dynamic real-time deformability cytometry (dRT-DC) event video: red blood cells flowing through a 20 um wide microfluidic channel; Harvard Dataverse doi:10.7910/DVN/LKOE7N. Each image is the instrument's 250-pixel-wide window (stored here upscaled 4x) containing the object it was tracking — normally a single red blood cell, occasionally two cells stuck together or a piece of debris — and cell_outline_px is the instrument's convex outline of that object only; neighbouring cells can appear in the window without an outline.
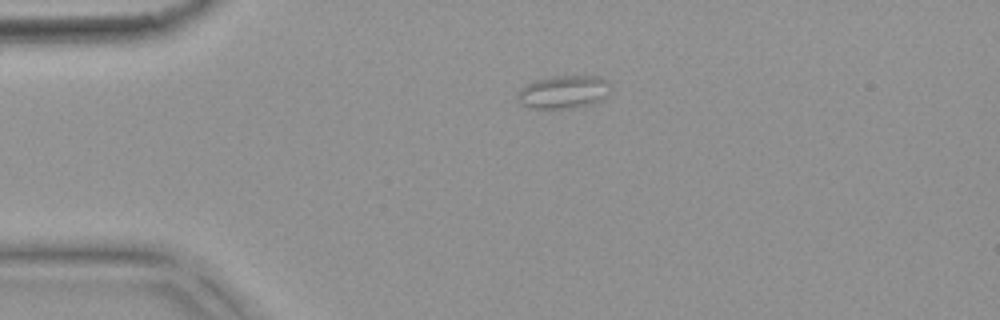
{"species": "common noctule bat (a hibernating species)", "species_latin": "Nyctalus noctula", "temperature_condition": "warm", "stored_images_in_passage": 4, "camera_frame_rate_fps": 3000, "um_per_image_px": 0.085, "animal": {"sex": "female", "body_mass_g": 18.4}, "frame": {"image": 1, "passage_image": 3, "time_ms": 0.667, "image_size_px": [1000, 320], "cell_outline_px": [[612, 88], [600, 100], [592, 104], [572, 108], [528, 108], [520, 104], [516, 100], [516, 96], [520, 88], [524, 84], [532, 80], [556, 76], [600, 76], [608, 80], [612, 84]], "centroid_in_image_um": [47.87, 7.81], "position_along_channel_um": 37.1, "area_um2": 18.32}}